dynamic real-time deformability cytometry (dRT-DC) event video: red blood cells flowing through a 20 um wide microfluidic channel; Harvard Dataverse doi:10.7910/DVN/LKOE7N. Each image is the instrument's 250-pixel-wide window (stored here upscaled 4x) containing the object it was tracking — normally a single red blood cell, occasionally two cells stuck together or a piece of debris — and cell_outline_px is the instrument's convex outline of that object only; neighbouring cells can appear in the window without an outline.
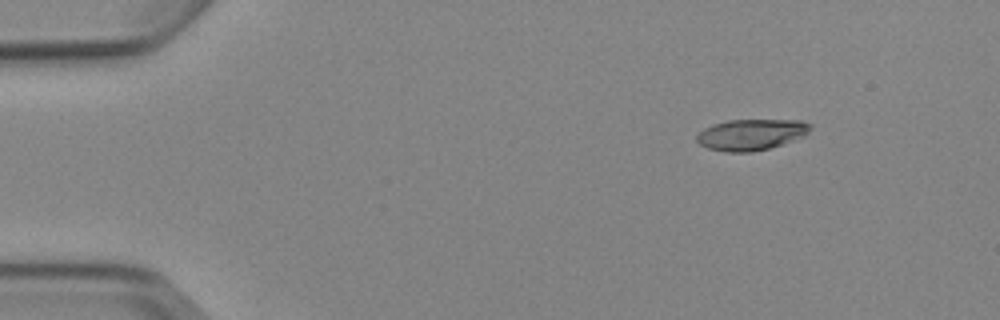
{"species": "Egyptian fruit bat (a non-hibernating species)", "species_latin": "Rousettus aegyptiacus", "temperature_condition": "cold", "stored_images_in_passage": 5, "camera_frame_rate_fps": 3000, "um_per_image_px": 0.085, "animal": {"sex": "female"}, "frame": {"image": 1, "passage_image": 2, "time_ms": 1.333, "image_size_px": [1000, 320], "cell_outline_px": [[812, 128], [804, 136], [768, 148], [752, 152], [724, 152], [708, 148], [700, 144], [696, 140], [696, 136], [704, 128], [712, 124], [728, 120], [800, 120], [812, 124]], "centroid_in_image_um": [63.84, 11.43], "position_along_channel_um": 21.2, "area_um2": 20.52}}
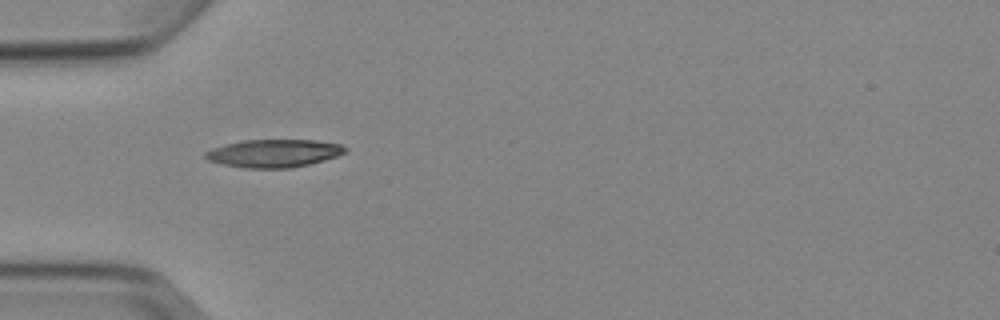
{"frame": {"image": 2, "passage_image": 4, "time_ms": 4.667, "image_size_px": [1000, 320], "cell_outline_px": [[348, 152], [324, 160], [308, 164], [288, 168], [244, 168], [220, 164], [208, 160], [204, 156], [204, 152], [212, 148], [224, 144], [244, 140], [316, 140], [340, 144], [348, 148]], "centroid_in_image_um": [23.26, 13.03], "position_along_channel_um": 61.7, "area_um2": 22.83}}
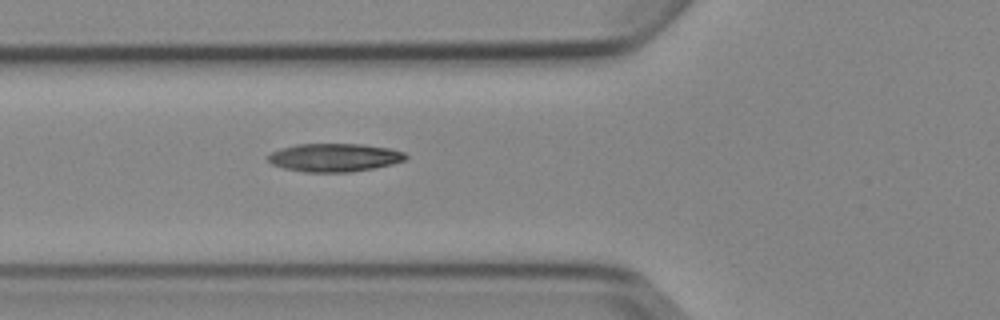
{"frame": {"image": 3, "passage_image": 5, "time_ms": 5.667, "image_size_px": [1000, 320], "cell_outline_px": [[408, 156], [404, 160], [392, 164], [372, 168], [348, 172], [304, 172], [284, 168], [272, 164], [268, 160], [268, 156], [272, 152], [296, 144], [364, 144], [388, 148], [404, 152]], "centroid_in_image_um": [28.43, 13.39], "position_along_channel_um": 97.4, "area_um2": 22.43}}